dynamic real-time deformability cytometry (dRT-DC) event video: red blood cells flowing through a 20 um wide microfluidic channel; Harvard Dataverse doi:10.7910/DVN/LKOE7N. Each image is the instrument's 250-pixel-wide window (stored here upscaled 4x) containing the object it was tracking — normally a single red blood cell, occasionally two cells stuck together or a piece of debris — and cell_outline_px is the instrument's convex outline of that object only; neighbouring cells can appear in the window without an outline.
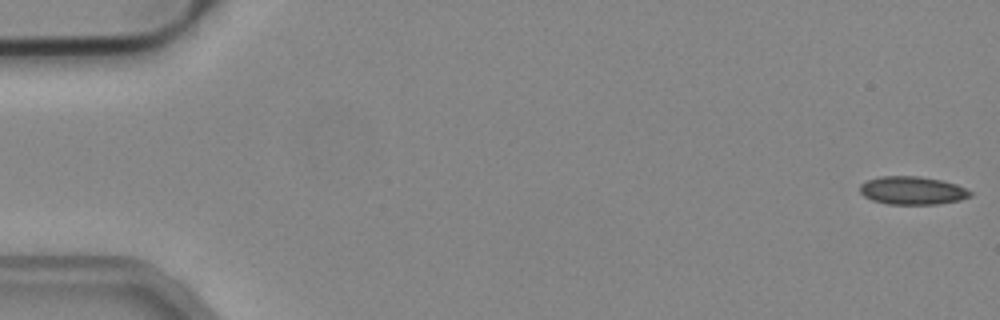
{"species": "common noctule bat (a hibernating species)", "species_latin": "Nyctalus noctula", "temperature_condition": "cold", "stored_images_in_passage": 10, "camera_frame_rate_fps": 3000, "um_per_image_px": 0.085, "animal": {"sex": "male", "body_mass_g": 19.2, "forearm_length_mm": 51.8}, "frame": {"image": 1, "passage_image": 1, "time_ms": 0.0, "image_size_px": [1000, 320], "cell_outline_px": [[972, 196], [960, 200], [936, 204], [888, 204], [872, 200], [864, 196], [860, 192], [860, 184], [868, 180], [880, 176], [920, 176], [940, 180], [956, 184], [972, 192]], "centroid_in_image_um": [77.54, 16.19], "position_along_channel_um": 7.5, "area_um2": 18.03}}